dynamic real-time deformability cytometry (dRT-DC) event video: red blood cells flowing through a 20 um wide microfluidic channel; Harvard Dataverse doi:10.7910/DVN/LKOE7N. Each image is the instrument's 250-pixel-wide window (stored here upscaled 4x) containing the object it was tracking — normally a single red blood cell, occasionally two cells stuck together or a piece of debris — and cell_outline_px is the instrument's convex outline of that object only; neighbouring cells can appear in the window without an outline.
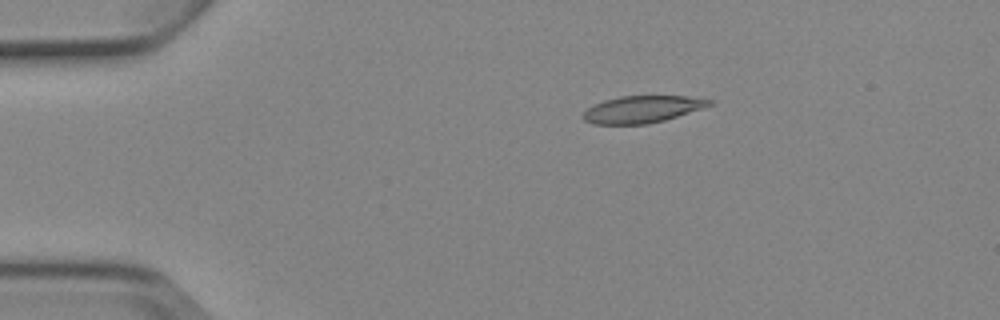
{"species": "Egyptian fruit bat (a non-hibernating species)", "species_latin": "Rousettus aegyptiacus", "temperature_condition": "cold", "stored_images_in_passage": 5, "camera_frame_rate_fps": 3000, "um_per_image_px": 0.085, "animal": {"sex": "female"}, "frame": {"image": 1, "passage_image": 1, "time_ms": 0.0, "image_size_px": [1000, 320], "cell_outline_px": [[716, 104], [664, 120], [648, 124], [596, 124], [584, 120], [580, 116], [592, 104], [604, 100], [620, 96], [688, 96], [716, 100]], "centroid_in_image_um": [54.62, 9.28], "position_along_channel_um": 30.4, "area_um2": 20.06}}
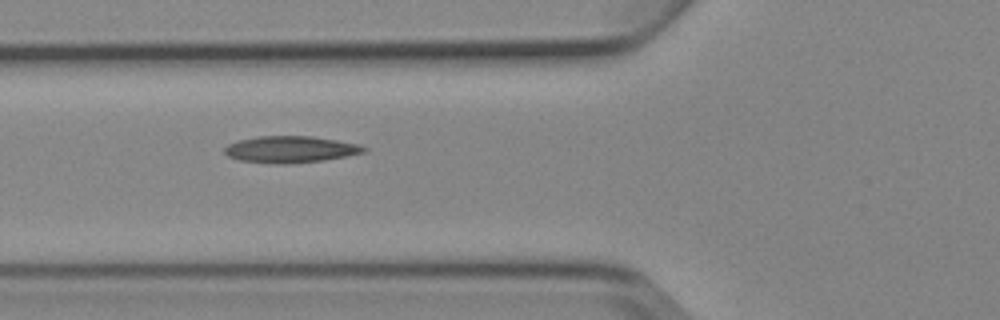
{"frame": {"image": 2, "passage_image": 4, "time_ms": 3.333, "image_size_px": [1000, 320], "cell_outline_px": [[368, 152], [348, 156], [324, 160], [284, 164], [272, 164], [240, 160], [228, 156], [224, 152], [224, 148], [228, 144], [236, 140], [260, 136], [312, 136], [360, 144], [368, 148]], "centroid_in_image_um": [24.72, 12.7], "position_along_channel_um": 101.1, "area_um2": 21.85}}
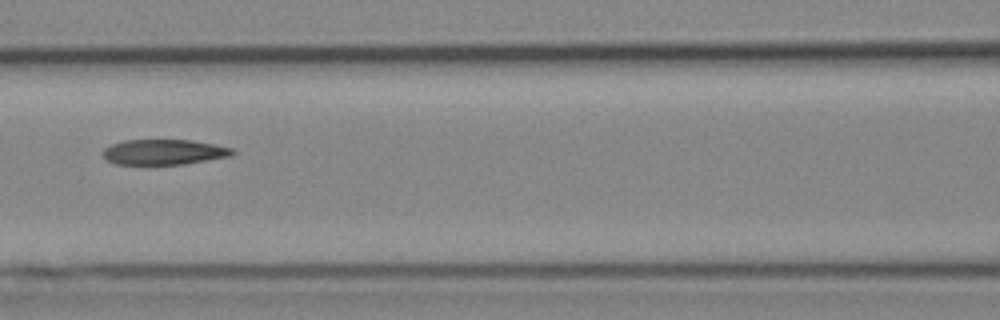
{"frame": {"image": 3, "passage_image": 5, "time_ms": 4.667, "image_size_px": [1000, 320], "cell_outline_px": [[236, 152], [232, 156], [184, 164], [152, 168], [144, 168], [116, 164], [108, 160], [104, 156], [104, 148], [112, 144], [124, 140], [192, 140], [232, 148]], "centroid_in_image_um": [13.9, 12.98], "position_along_channel_um": 152.7, "area_um2": 20.06}}